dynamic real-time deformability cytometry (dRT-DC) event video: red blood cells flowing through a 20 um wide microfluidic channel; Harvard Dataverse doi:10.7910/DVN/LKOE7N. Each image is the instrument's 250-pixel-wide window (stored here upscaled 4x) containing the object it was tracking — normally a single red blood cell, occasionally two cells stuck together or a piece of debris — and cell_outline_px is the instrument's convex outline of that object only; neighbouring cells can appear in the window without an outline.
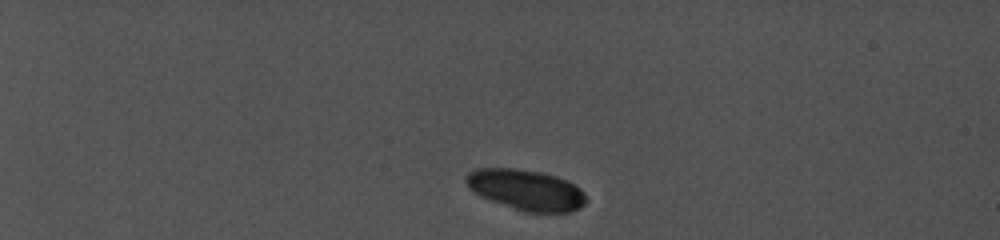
{"species": "common noctule bat (a hibernating species)", "species_latin": "Nyctalus noctula", "temperature_condition": "cold", "stored_images_in_passage": 4, "camera_frame_rate_fps": 5000, "um_per_image_px": 0.085, "animal": {"sex": "female", "body_mass_g": 19.0, "forearm_length_mm": 56.7}, "frame": {"image": 1, "passage_image": 1, "time_ms": 0.0, "image_size_px": [1000, 240], "cell_outline_px": [[588, 200], [580, 208], [572, 212], [524, 212], [480, 196], [468, 184], [468, 172], [476, 168], [512, 168], [540, 172], [556, 176], [580, 188], [584, 192]], "centroid_in_image_um": [44.77, 16.15], "position_along_channel_um": 40.2, "area_um2": 28.03}}